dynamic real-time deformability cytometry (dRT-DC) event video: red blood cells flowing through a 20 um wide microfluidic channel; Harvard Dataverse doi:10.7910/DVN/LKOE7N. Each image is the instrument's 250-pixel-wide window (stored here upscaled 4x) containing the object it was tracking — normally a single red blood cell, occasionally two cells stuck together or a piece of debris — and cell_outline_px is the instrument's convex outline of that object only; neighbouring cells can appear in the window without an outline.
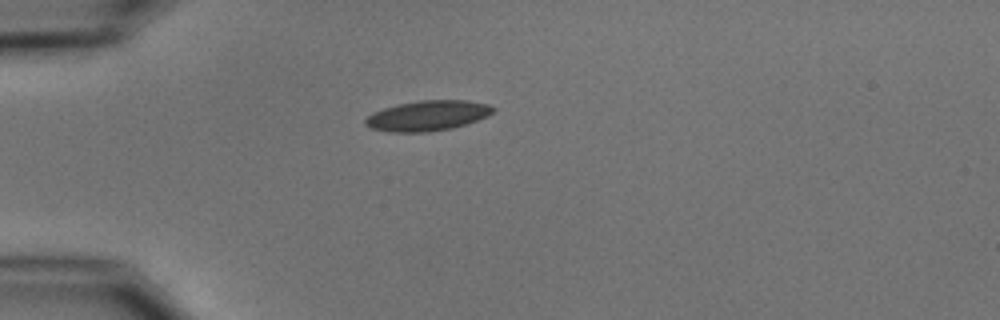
{"species": "common noctule bat (a hibernating species)", "species_latin": "Nyctalus noctula", "temperature_condition": "cold", "stored_images_in_passage": 2, "camera_frame_rate_fps": 3000, "um_per_image_px": 0.085, "animal": {"sex": "male", "body_mass_g": 15.6}, "frame": {"image": 1, "passage_image": 1, "time_ms": 0.0, "image_size_px": [1000, 320], "cell_outline_px": [[496, 108], [488, 116], [452, 128], [428, 132], [388, 132], [372, 128], [364, 124], [364, 120], [372, 112], [396, 104], [420, 100], [468, 100], [488, 104]], "centroid_in_image_um": [36.33, 9.82], "position_along_channel_um": 48.7, "area_um2": 22.54}}